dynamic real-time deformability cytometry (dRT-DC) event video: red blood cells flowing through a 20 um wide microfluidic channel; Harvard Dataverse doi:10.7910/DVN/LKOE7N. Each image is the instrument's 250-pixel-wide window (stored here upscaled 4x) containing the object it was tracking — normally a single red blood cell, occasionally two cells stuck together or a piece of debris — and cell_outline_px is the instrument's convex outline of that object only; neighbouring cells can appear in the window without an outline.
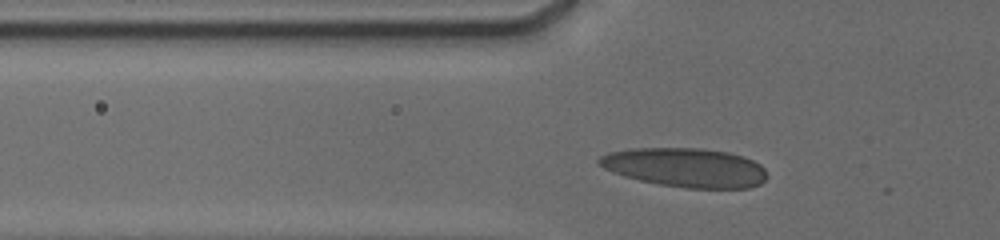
{"species": "human", "species_latin": "Homo sapiens", "temperature_condition": "cold", "stored_images_in_passage": 16, "camera_frame_rate_fps": 3000, "um_per_image_px": 0.085, "donor": {"sex": "male"}, "frame": {"image": 1, "passage_image": 9, "time_ms": 2.0, "image_size_px": [1000, 240], "cell_outline_px": [[768, 176], [760, 184], [748, 188], [688, 188], [660, 184], [640, 180], [624, 176], [612, 172], [604, 168], [596, 160], [600, 156], [608, 152], [632, 148], [700, 148], [728, 152], [744, 156], [760, 164], [764, 168]], "centroid_in_image_um": [58.27, 14.23], "position_along_channel_um": 67.5, "area_um2": 38.32}}
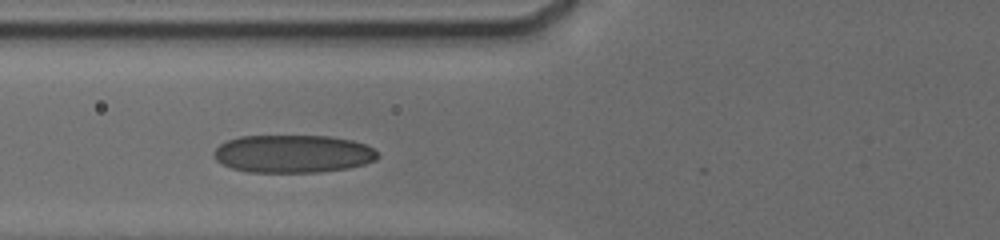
{"frame": {"image": 2, "passage_image": 11, "time_ms": 3.0, "image_size_px": [1000, 240], "cell_outline_px": [[380, 156], [376, 160], [364, 164], [348, 168], [320, 172], [248, 172], [232, 168], [216, 160], [212, 156], [212, 152], [220, 144], [228, 140], [240, 136], [328, 136], [352, 140], [364, 144], [372, 148]], "centroid_in_image_um": [24.89, 13.07], "position_along_channel_um": 100.9, "area_um2": 36.18}}
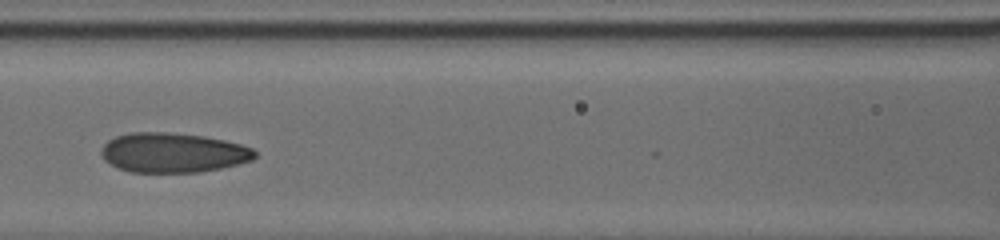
{"frame": {"image": 3, "passage_image": 14, "time_ms": 4.333, "image_size_px": [1000, 240], "cell_outline_px": [[256, 156], [252, 160], [220, 168], [196, 172], [128, 172], [116, 168], [108, 164], [100, 156], [100, 148], [108, 140], [116, 136], [132, 132], [168, 132], [204, 136], [224, 140], [240, 144], [252, 148], [256, 152]], "centroid_in_image_um": [14.64, 12.98], "position_along_channel_um": 152.0, "area_um2": 35.72}}